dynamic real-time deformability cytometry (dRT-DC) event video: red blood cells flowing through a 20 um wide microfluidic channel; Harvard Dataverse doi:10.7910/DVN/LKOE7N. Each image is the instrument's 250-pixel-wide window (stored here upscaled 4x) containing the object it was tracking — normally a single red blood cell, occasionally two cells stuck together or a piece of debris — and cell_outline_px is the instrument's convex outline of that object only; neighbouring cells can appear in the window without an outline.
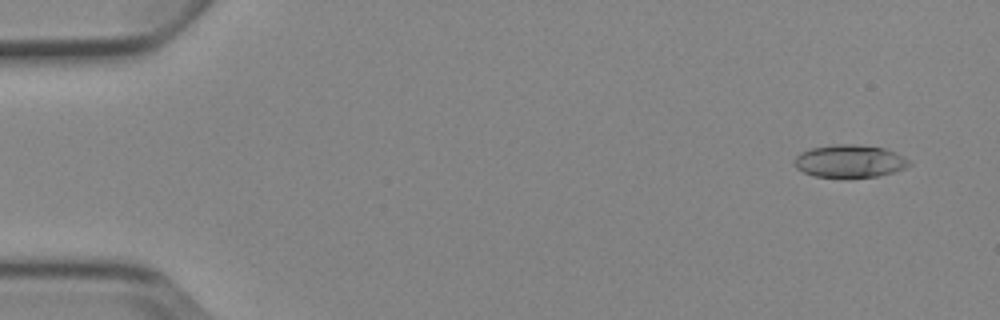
{"species": "Egyptian fruit bat (a non-hibernating species)", "species_latin": "Rousettus aegyptiacus", "temperature_condition": "cold", "stored_images_in_passage": 8, "camera_frame_rate_fps": 3000, "um_per_image_px": 0.085, "animal": {"sex": "female"}, "frame": {"image": 1, "passage_image": 2, "time_ms": 1.0, "image_size_px": [1000, 320], "cell_outline_px": [[912, 164], [904, 168], [892, 172], [876, 176], [848, 180], [844, 180], [812, 176], [796, 168], [796, 156], [800, 152], [812, 148], [836, 144], [852, 144], [884, 148], [904, 156]], "centroid_in_image_um": [72.21, 13.74], "position_along_channel_um": 12.8, "area_um2": 22.31}}
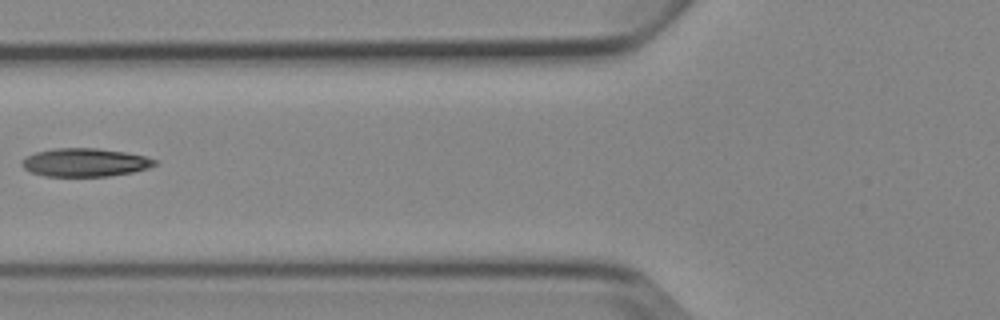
{"frame": {"image": 2, "passage_image": 7, "time_ms": 7.0, "image_size_px": [1000, 320], "cell_outline_px": [[156, 164], [148, 168], [132, 172], [108, 176], [44, 176], [32, 172], [24, 168], [20, 164], [28, 156], [36, 152], [56, 148], [96, 148], [124, 152], [144, 156], [156, 160]], "centroid_in_image_um": [7.22, 13.81], "position_along_channel_um": 118.6, "area_um2": 21.62}}
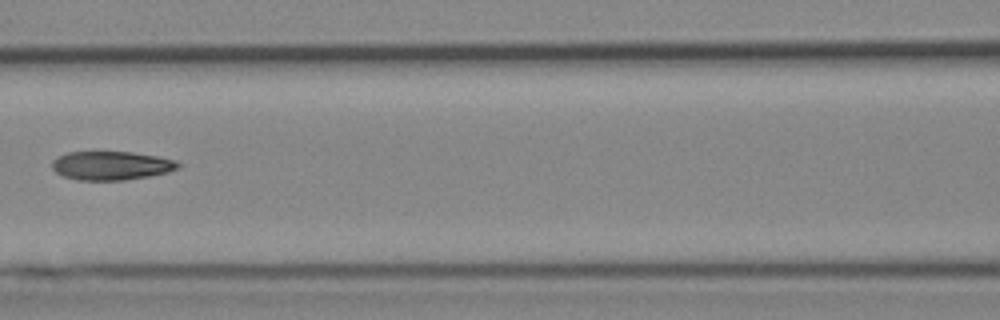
{"frame": {"image": 3, "passage_image": 8, "time_ms": 8.0, "image_size_px": [1000, 320], "cell_outline_px": [[180, 168], [168, 172], [148, 176], [124, 180], [76, 180], [64, 176], [56, 172], [52, 168], [52, 160], [68, 152], [132, 152], [160, 156], [176, 160], [180, 164]], "centroid_in_image_um": [9.49, 14.07], "position_along_channel_um": 157.1, "area_um2": 21.15}}